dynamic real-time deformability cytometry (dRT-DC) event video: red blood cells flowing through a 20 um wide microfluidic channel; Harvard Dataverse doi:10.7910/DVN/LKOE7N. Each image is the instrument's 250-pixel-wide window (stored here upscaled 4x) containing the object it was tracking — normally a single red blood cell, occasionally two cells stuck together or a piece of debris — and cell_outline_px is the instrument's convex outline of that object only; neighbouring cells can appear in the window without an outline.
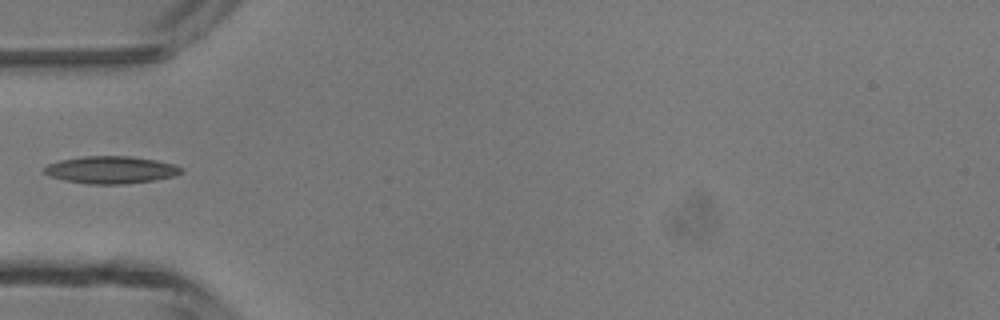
{"species": "common noctule bat (a hibernating species)", "species_latin": "Nyctalus noctula", "temperature_condition": "room temperature", "stored_images_in_passage": 19, "camera_frame_rate_fps": 3000, "um_per_image_px": 0.085, "animal": {"sex": "male", "body_mass_g": 13.3}, "frame": {"image": 1, "passage_image": 1, "time_ms": 0.0, "image_size_px": [1000, 320], "cell_outline_px": [[184, 172], [176, 176], [152, 180], [124, 184], [88, 184], [64, 180], [48, 176], [44, 172], [44, 168], [48, 164], [60, 160], [84, 156], [132, 156], [156, 160], [176, 164], [184, 168]], "centroid_in_image_um": [9.47, 14.43], "position_along_channel_um": 75.5, "area_um2": 22.02}}
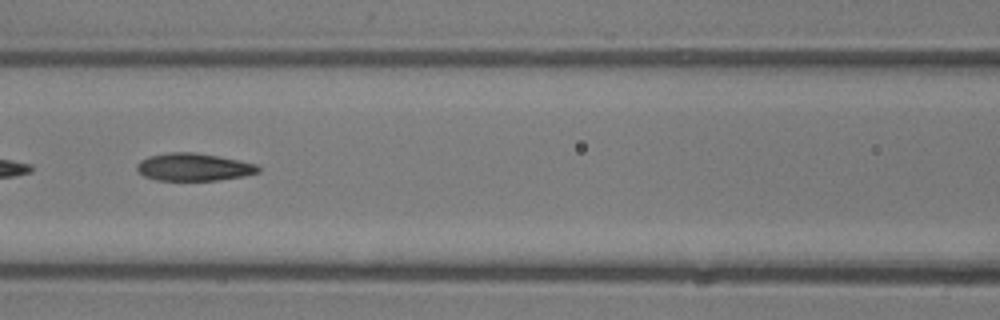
{"frame": {"image": 2, "passage_image": 6, "time_ms": 1.667, "image_size_px": [1000, 320], "cell_outline_px": [[260, 172], [244, 176], [216, 180], [156, 180], [144, 176], [136, 168], [136, 164], [140, 160], [148, 156], [168, 152], [196, 152], [256, 164], [260, 168]], "centroid_in_image_um": [16.43, 14.2], "position_along_channel_um": 150.2, "area_um2": 19.42}}
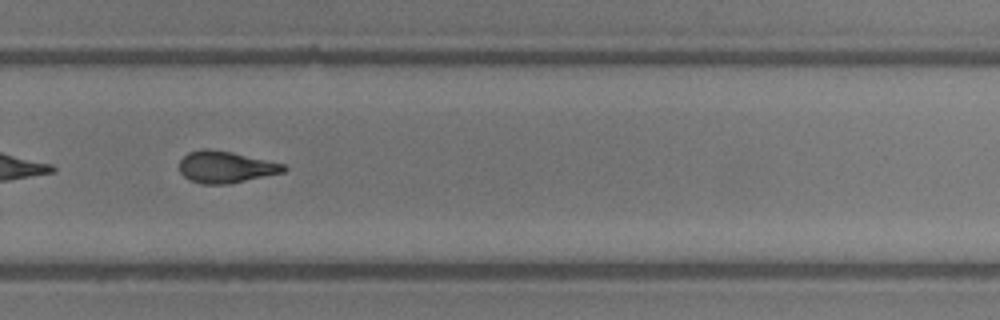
{"frame": {"image": 3, "passage_image": 17, "time_ms": 5.333, "image_size_px": [1000, 320], "cell_outline_px": [[288, 168], [284, 172], [228, 184], [200, 184], [188, 180], [180, 172], [180, 160], [188, 152], [200, 148], [212, 148], [232, 152], [284, 164]], "centroid_in_image_um": [19.15, 14.19], "position_along_channel_um": 310.7, "area_um2": 19.42}}